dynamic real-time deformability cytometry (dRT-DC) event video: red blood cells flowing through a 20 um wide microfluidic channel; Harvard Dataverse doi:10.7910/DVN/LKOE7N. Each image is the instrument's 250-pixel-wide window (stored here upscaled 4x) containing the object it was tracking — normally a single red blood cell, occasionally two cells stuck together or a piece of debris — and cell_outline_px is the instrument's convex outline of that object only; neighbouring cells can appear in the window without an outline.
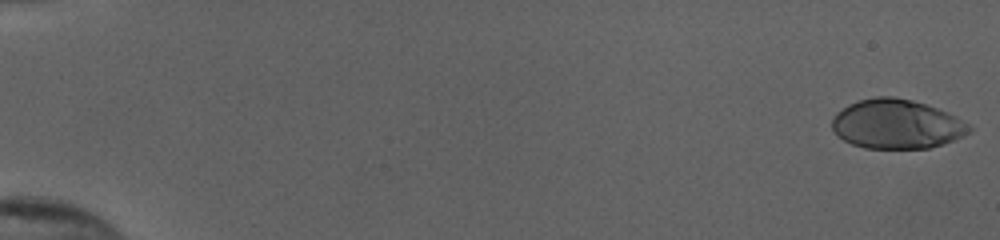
{"species": "human", "species_latin": "Homo sapiens", "temperature_condition": "cold", "stored_images_in_passage": 54, "camera_frame_rate_fps": 3000, "um_per_image_px": 0.085, "donor": {"sex": "female"}, "frame": {"image": 1, "passage_image": 1, "time_ms": 0.0, "image_size_px": [1000, 240], "cell_outline_px": [[972, 132], [964, 136], [944, 144], [928, 148], [864, 148], [852, 144], [836, 136], [832, 128], [832, 120], [836, 112], [848, 104], [856, 100], [876, 96], [892, 96], [912, 100], [928, 104], [948, 112], [956, 116], [968, 124], [972, 128]], "centroid_in_image_um": [76.22, 10.54], "position_along_channel_um": 8.8, "area_um2": 39.88}}
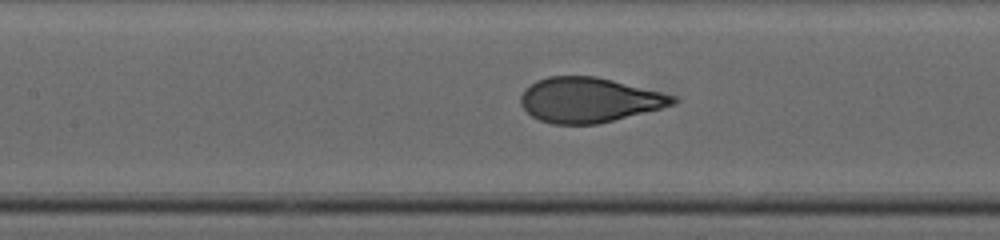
{"frame": {"image": 2, "passage_image": 27, "time_ms": 8.667, "image_size_px": [1000, 240], "cell_outline_px": [[680, 100], [672, 104], [660, 108], [596, 124], [552, 124], [540, 120], [532, 116], [520, 104], [520, 96], [524, 88], [536, 80], [548, 76], [596, 76], [676, 96]], "centroid_in_image_um": [50.01, 8.49], "position_along_channel_um": 157.4, "area_um2": 39.48}}
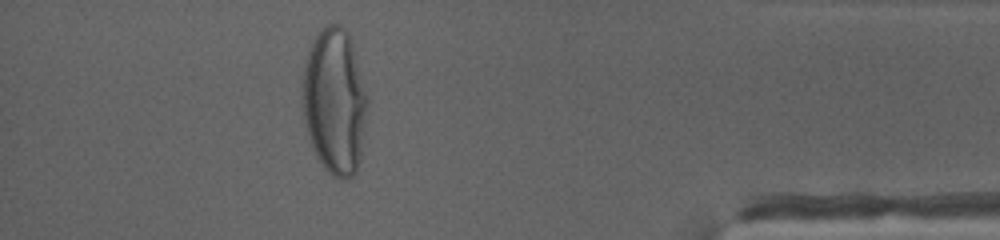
{"frame": {"image": 3, "passage_image": 49, "time_ms": 16.0, "image_size_px": [1000, 240], "cell_outline_px": [[368, 104], [364, 132], [360, 156], [356, 172], [348, 180], [340, 180], [332, 176], [324, 168], [316, 156], [308, 132], [300, 104], [300, 88], [304, 60], [316, 36], [328, 24], [340, 24], [348, 32], [352, 40], [368, 96]], "centroid_in_image_um": [28.43, 8.61], "position_along_channel_um": 406.8, "area_um2": 56.12}, "authors_computed_cell_mechanics": {"area_um2": 39.6797, "velocity_mm_per_s": 3.8838, "shape_relaxation_time_tau1_ms": 4.7579, "shape_relaxation_time_tau2_ms": null, "deformation_change_tau1": 0.2367, "deformation_change_tau2": null}}